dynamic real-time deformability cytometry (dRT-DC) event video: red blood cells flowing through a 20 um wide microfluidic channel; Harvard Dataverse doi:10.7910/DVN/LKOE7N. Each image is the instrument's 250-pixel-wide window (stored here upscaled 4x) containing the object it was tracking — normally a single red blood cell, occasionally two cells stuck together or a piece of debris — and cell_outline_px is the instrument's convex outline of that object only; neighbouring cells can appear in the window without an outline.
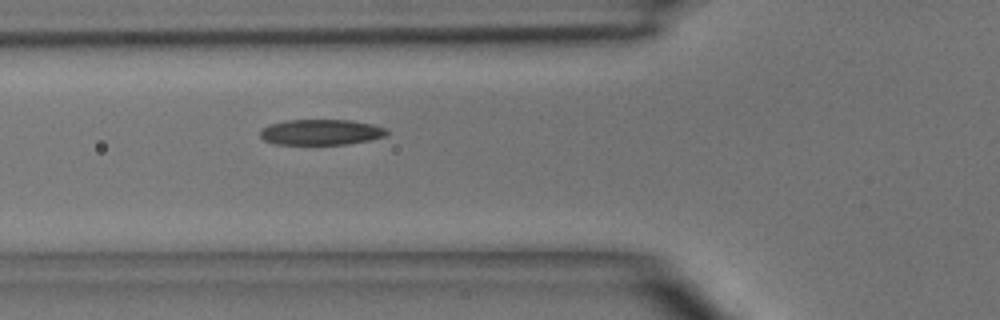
{"species": "common noctule bat (a hibernating species)", "species_latin": "Nyctalus noctula", "temperature_condition": "room temperature", "stored_images_in_passage": 4, "camera_frame_rate_fps": 3000, "um_per_image_px": 0.085, "animal": {"sex": "male", "body_mass_g": 15.6}, "frame": {"image": 1, "passage_image": 4, "time_ms": 3.667, "image_size_px": [1000, 320], "cell_outline_px": [[388, 132], [384, 136], [368, 140], [348, 144], [276, 144], [264, 140], [260, 136], [260, 128], [268, 124], [284, 120], [352, 120], [372, 124], [388, 128]], "centroid_in_image_um": [27.26, 11.22], "position_along_channel_um": 98.5, "area_um2": 19.02}}